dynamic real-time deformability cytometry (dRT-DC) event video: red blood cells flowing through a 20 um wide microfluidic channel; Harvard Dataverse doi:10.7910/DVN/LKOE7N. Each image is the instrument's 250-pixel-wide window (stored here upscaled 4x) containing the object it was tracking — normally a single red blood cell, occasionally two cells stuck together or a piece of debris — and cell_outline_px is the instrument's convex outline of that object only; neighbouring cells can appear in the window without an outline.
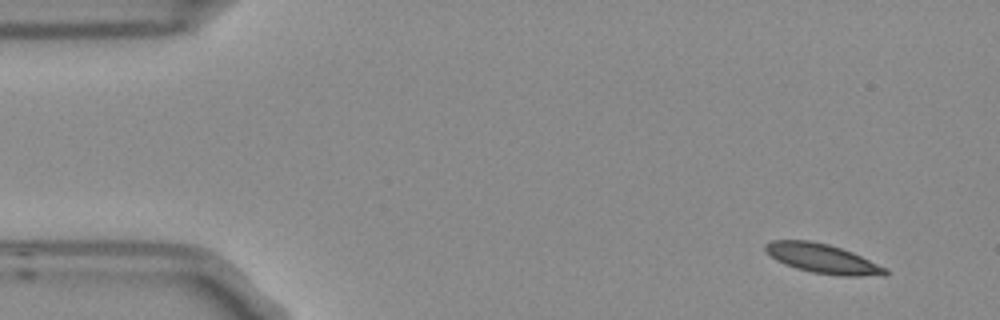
{"species": "Egyptian fruit bat (a non-hibernating species)", "species_latin": "Rousettus aegyptiacus", "temperature_condition": "room temperature", "stored_images_in_passage": 4, "camera_frame_rate_fps": 3000, "um_per_image_px": 0.085, "frame": {"image": 1, "passage_image": 1, "time_ms": 0.0, "image_size_px": [1000, 320], "cell_outline_px": [[888, 276], [840, 276], [812, 272], [796, 268], [784, 264], [776, 260], [764, 252], [764, 244], [772, 240], [808, 240], [828, 244], [852, 252], [888, 268]], "centroid_in_image_um": [69.92, 21.99], "position_along_channel_um": 15.1, "area_um2": 20.75}}
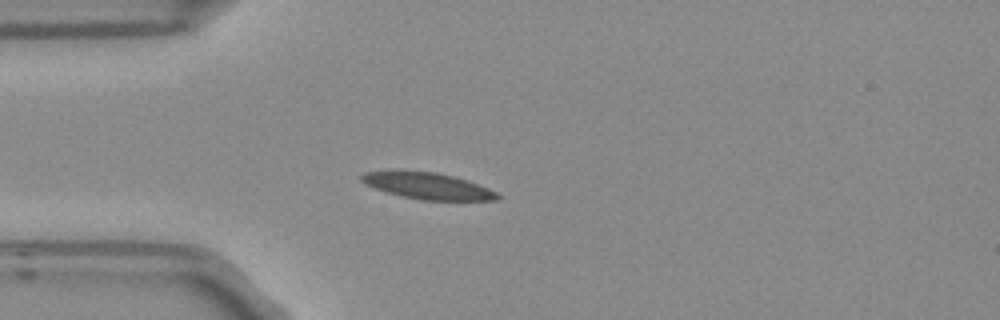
{"frame": {"image": 2, "passage_image": 4, "time_ms": 1.0, "image_size_px": [1000, 320], "cell_outline_px": [[500, 196], [496, 200], [420, 200], [400, 196], [364, 184], [360, 180], [360, 176], [364, 172], [436, 172], [468, 180], [488, 188], [496, 192]], "centroid_in_image_um": [36.38, 15.82], "position_along_channel_um": 48.6, "area_um2": 20.46}}